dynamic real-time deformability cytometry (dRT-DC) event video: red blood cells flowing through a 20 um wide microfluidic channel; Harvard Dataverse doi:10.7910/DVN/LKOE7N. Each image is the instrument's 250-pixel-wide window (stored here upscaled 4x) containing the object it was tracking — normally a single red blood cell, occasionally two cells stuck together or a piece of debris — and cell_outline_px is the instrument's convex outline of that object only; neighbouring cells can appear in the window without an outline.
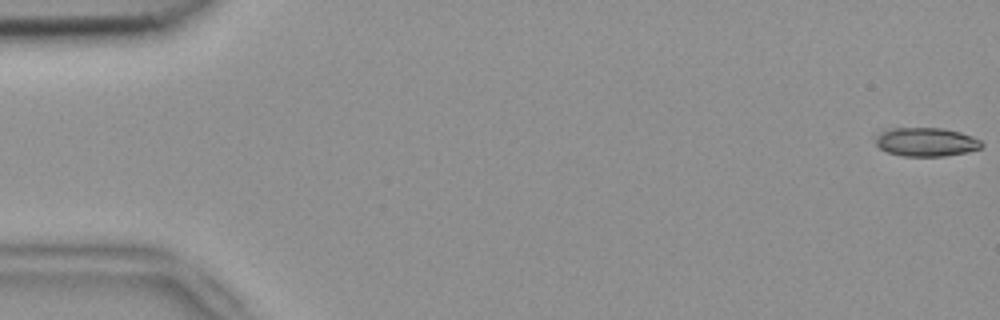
{"species": "common noctule bat (a hibernating species)", "species_latin": "Nyctalus noctula", "temperature_condition": "room temperature", "stored_images_in_passage": 53, "camera_frame_rate_fps": 3000, "um_per_image_px": 0.085, "animal": {"sex": "female", "body_mass_g": 18.4}, "frame": {"image": 1, "passage_image": 1, "time_ms": 0.0, "image_size_px": [1000, 320], "cell_outline_px": [[984, 144], [980, 148], [968, 152], [944, 156], [904, 156], [888, 152], [880, 148], [876, 144], [876, 136], [880, 128], [940, 128], [960, 132], [972, 136], [980, 140]], "centroid_in_image_um": [78.69, 12.05], "position_along_channel_um": 6.3, "area_um2": 17.92}}
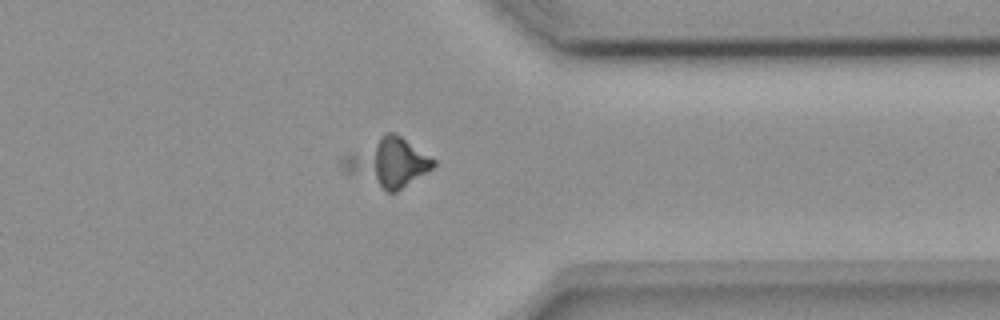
{"frame": {"image": 2, "passage_image": 42, "time_ms": 13.667, "image_size_px": [1000, 320], "cell_outline_px": [[436, 164], [432, 168], [396, 192], [388, 192], [344, 172], [340, 168], [340, 160], [344, 156], [384, 132], [392, 132], [400, 136], [436, 160]], "centroid_in_image_um": [32.93, 13.8], "position_along_channel_um": 378.5, "area_um2": 25.43}}
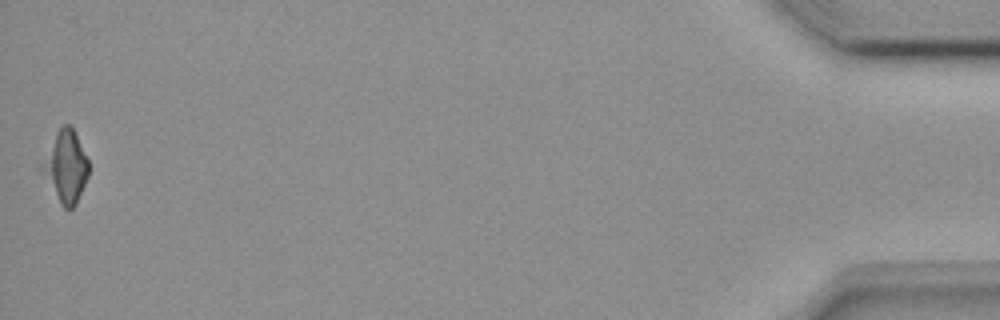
{"frame": {"image": 3, "passage_image": 53, "time_ms": 17.333, "image_size_px": [1000, 320], "cell_outline_px": [[88, 176], [76, 204], [72, 208], [64, 208], [60, 204], [44, 168], [56, 132], [64, 124], [68, 124], [72, 128], [88, 160]], "centroid_in_image_um": [5.69, 14.18], "position_along_channel_um": 429.5, "area_um2": 17.63}}